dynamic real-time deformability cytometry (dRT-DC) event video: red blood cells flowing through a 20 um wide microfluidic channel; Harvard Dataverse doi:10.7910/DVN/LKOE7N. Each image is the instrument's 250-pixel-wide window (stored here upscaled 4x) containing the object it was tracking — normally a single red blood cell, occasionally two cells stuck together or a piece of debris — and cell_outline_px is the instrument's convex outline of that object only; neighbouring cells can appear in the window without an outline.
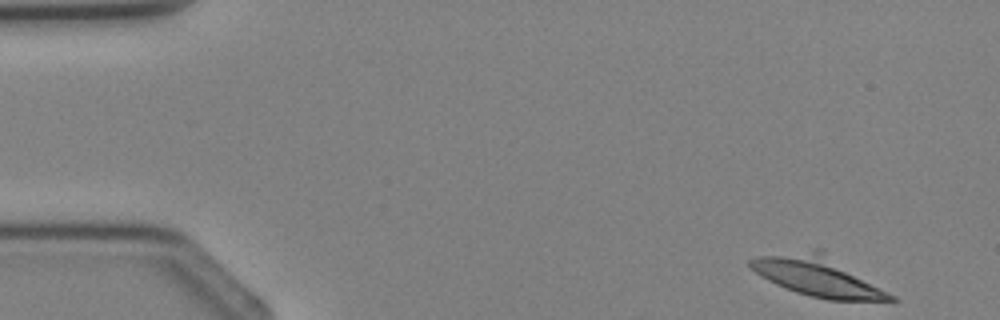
{"species": "Egyptian fruit bat (a non-hibernating species)", "species_latin": "Rousettus aegyptiacus", "temperature_condition": "cold", "stored_images_in_passage": 3, "camera_frame_rate_fps": 3000, "um_per_image_px": 0.085, "animal": {"sex": "female"}, "frame": {"image": 1, "passage_image": 1, "time_ms": 0.0, "image_size_px": [1000, 320], "cell_outline_px": [[900, 300], [828, 300], [796, 292], [784, 288], [768, 280], [756, 272], [748, 264], [748, 260], [756, 256], [816, 248], [824, 248], [896, 296]], "centroid_in_image_um": [69.57, 23.44], "position_along_channel_um": 15.4, "area_um2": 33.29}}
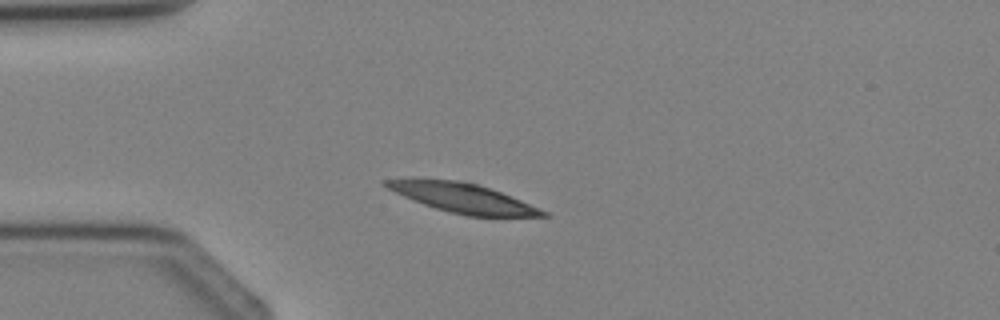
{"frame": {"image": 2, "passage_image": 3, "time_ms": 2.333, "image_size_px": [1000, 320], "cell_outline_px": [[552, 216], [468, 216], [436, 208], [424, 204], [404, 196], [388, 188], [384, 184], [384, 180], [412, 176], [456, 180], [476, 184], [500, 192], [520, 200], [548, 212]], "centroid_in_image_um": [39.26, 16.78], "position_along_channel_um": 45.7, "area_um2": 26.76}}